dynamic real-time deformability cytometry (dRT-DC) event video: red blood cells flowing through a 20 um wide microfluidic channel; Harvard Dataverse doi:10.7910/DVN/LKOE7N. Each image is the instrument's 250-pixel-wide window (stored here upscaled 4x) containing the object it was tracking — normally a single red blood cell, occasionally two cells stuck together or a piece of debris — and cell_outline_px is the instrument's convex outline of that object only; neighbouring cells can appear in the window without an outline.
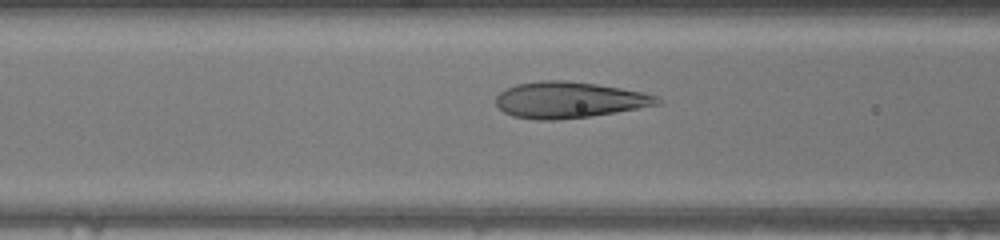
{"species": "human", "species_latin": "Homo sapiens", "temperature_condition": "warm", "stored_images_in_passage": 48, "camera_frame_rate_fps": 3000, "um_per_image_px": 0.085, "donor": {"sex": "female"}, "frame": {"image": 1, "passage_image": 19, "time_ms": 6.0, "image_size_px": [1000, 240], "cell_outline_px": [[660, 104], [616, 112], [588, 116], [556, 120], [536, 120], [512, 116], [504, 112], [496, 104], [496, 96], [500, 92], [516, 84], [540, 80], [568, 80], [596, 84], [644, 92], [656, 96], [660, 100]], "centroid_in_image_um": [48.34, 8.49], "position_along_channel_um": 118.3, "area_um2": 33.93}}
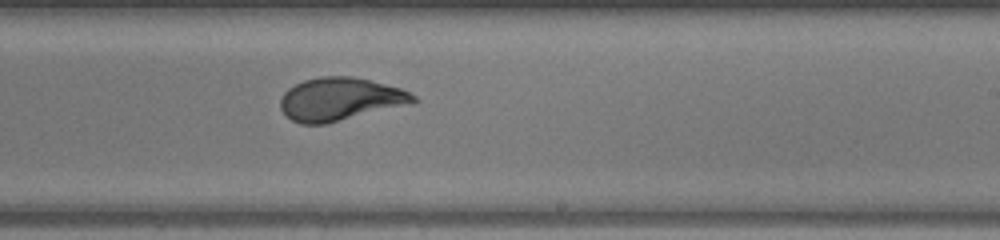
{"frame": {"image": 2, "passage_image": 29, "time_ms": 9.333, "image_size_px": [1000, 240], "cell_outline_px": [[420, 100], [408, 104], [324, 124], [300, 124], [292, 120], [280, 108], [280, 100], [284, 92], [288, 88], [304, 80], [320, 76], [352, 76], [400, 88], [416, 96]], "centroid_in_image_um": [28.88, 8.42], "position_along_channel_um": 260.1, "area_um2": 32.89}}
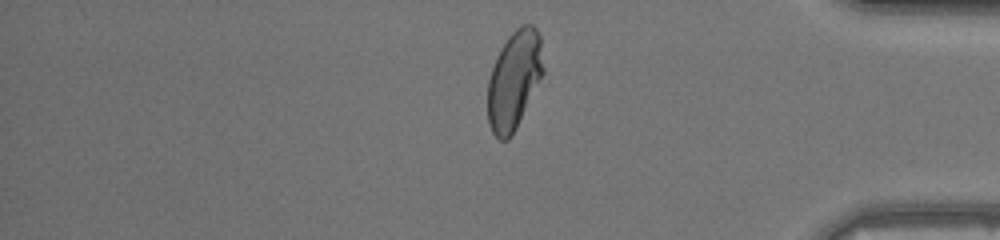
{"frame": {"image": 3, "passage_image": 40, "time_ms": 13.0, "image_size_px": [1000, 240], "cell_outline_px": [[544, 72], [516, 128], [508, 140], [500, 140], [492, 132], [488, 124], [488, 80], [492, 68], [500, 48], [508, 36], [516, 28], [524, 24], [532, 24], [536, 28], [540, 36], [544, 68]], "centroid_in_image_um": [43.7, 6.78], "position_along_channel_um": 391.5, "area_um2": 31.79}, "authors_computed_cell_mechanics": {"area_um2": 34.0153, "velocity_mm_per_s": 4.2722, "shape_relaxation_time_tau1_ms": 5.1103, "shape_relaxation_time_tau2_ms": null, "deformation_change_tau1": 0.2558, "deformation_change_tau2": null}}